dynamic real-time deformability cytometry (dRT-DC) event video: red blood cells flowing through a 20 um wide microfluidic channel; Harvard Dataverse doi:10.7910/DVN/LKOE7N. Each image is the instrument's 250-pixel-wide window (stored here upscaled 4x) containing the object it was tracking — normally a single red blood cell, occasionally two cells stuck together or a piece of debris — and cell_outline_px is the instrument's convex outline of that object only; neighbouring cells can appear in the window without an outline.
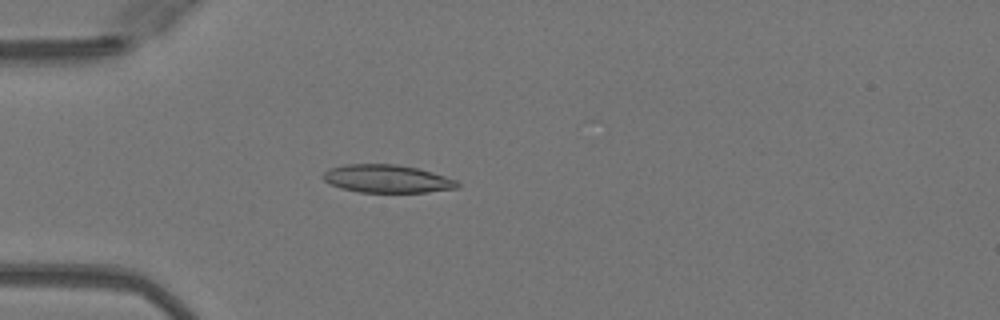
{"species": "Egyptian fruit bat (a non-hibernating species)", "species_latin": "Rousettus aegyptiacus", "temperature_condition": "warm", "stored_images_in_passage": 46, "camera_frame_rate_fps": 3000, "um_per_image_px": 0.085, "animal": {"sex": "female"}, "frame": {"image": 1, "passage_image": 14, "time_ms": 4.333, "image_size_px": [1000, 320], "cell_outline_px": [[460, 188], [428, 192], [360, 192], [340, 188], [328, 184], [324, 180], [324, 172], [328, 168], [344, 164], [396, 164], [416, 168], [432, 172], [456, 180], [460, 184]], "centroid_in_image_um": [32.89, 15.2], "position_along_channel_um": 52.1, "area_um2": 21.96}}
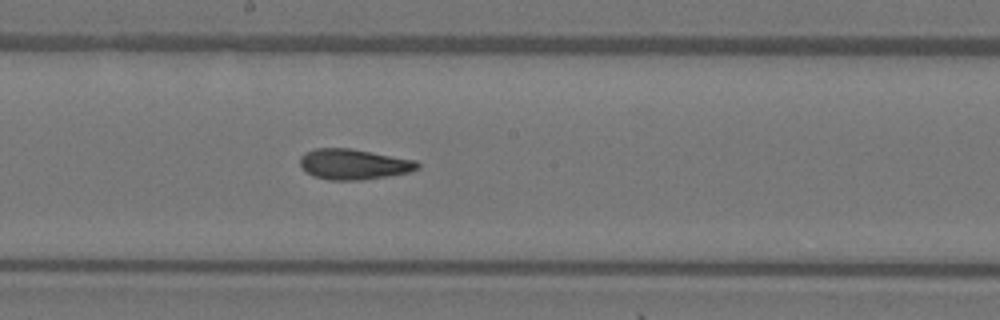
{"frame": {"image": 2, "passage_image": 27, "time_ms": 8.667, "image_size_px": [1000, 320], "cell_outline_px": [[420, 168], [408, 172], [360, 180], [328, 180], [312, 176], [300, 168], [300, 156], [316, 148], [348, 148], [416, 160], [420, 164]], "centroid_in_image_um": [30.03, 13.96], "position_along_channel_um": 218.2, "area_um2": 20.75}}
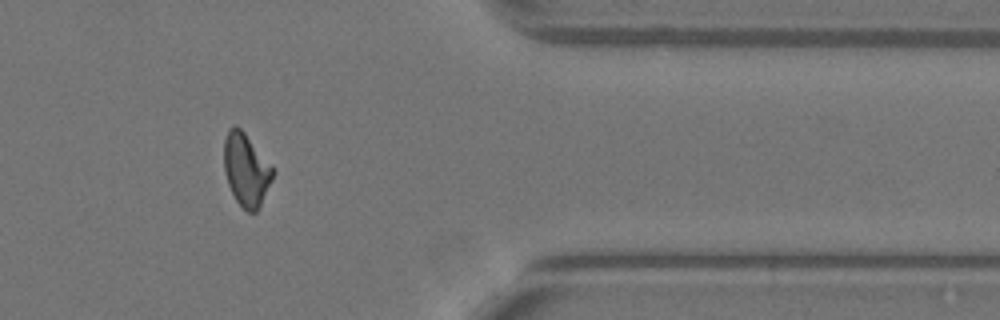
{"frame": {"image": 3, "passage_image": 41, "time_ms": 13.333, "image_size_px": [1000, 320], "cell_outline_px": [[276, 172], [256, 212], [248, 212], [236, 200], [228, 184], [224, 172], [224, 140], [228, 128], [236, 124], [244, 132], [272, 164]], "centroid_in_image_um": [20.93, 14.39], "position_along_channel_um": 390.5, "area_um2": 20.75}}